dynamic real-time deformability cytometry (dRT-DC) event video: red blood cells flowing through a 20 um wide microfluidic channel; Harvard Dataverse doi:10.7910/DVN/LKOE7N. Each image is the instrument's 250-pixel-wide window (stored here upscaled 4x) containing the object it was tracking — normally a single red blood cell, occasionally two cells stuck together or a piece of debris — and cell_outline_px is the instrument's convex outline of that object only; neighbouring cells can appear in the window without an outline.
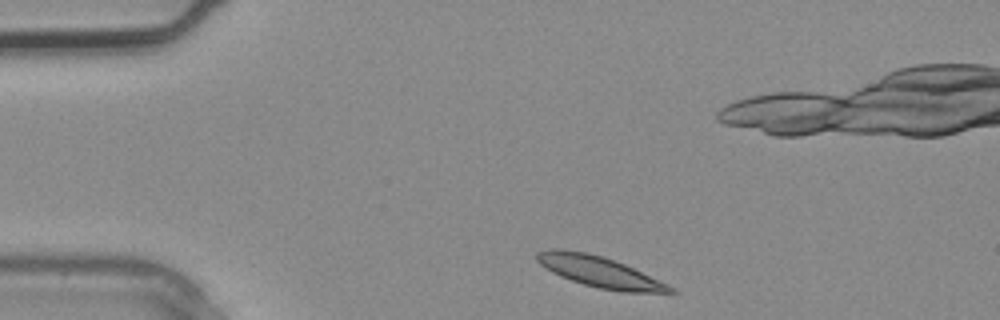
{"species": "common noctule bat (a hibernating species)", "species_latin": "Nyctalus noctula", "temperature_condition": "warm", "stored_images_in_passage": 2, "segment_of_instrument_passage": [2, 2], "camera_frame_rate_fps": 3000, "um_per_image_px": 0.085, "animal": {"sex": "male", "body_mass_g": 20.4}, "frame": {"image": 1, "passage_image": 2, "time_ms": 0.333, "image_size_px": [1000, 320], "cell_outline_px": [[680, 292], [624, 292], [596, 288], [560, 276], [544, 268], [536, 260], [536, 252], [548, 248], [560, 248], [584, 252], [600, 256], [624, 264], [668, 284], [676, 288]], "centroid_in_image_um": [50.93, 23.1], "position_along_channel_um": 34.1, "area_um2": 23.87}}